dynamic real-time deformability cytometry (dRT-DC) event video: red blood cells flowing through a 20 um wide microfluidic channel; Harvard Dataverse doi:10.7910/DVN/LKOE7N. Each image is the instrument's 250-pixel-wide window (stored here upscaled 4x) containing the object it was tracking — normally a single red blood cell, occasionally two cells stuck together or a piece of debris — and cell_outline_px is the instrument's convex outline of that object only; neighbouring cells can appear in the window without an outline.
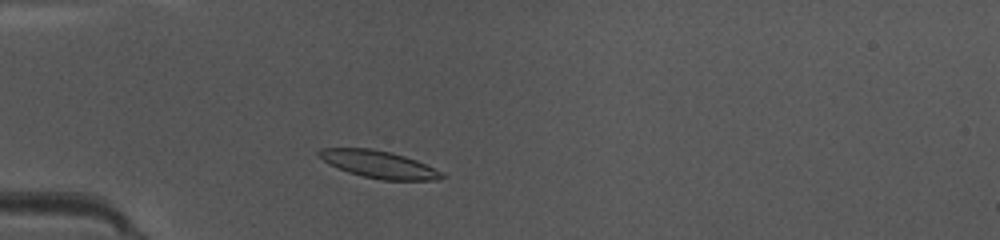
{"species": "common noctule bat (a hibernating species)", "species_latin": "Nyctalus noctula", "temperature_condition": "warm", "stored_images_in_passage": 43, "camera_frame_rate_fps": 3000, "um_per_image_px": 0.085, "animal": {"sex": "female", "body_mass_g": 10.0, "forearm_length_mm": 53.1}, "frame": {"image": 1, "passage_image": 9, "time_ms": 2.667, "image_size_px": [1000, 240], "cell_outline_px": [[444, 176], [436, 180], [384, 180], [364, 176], [348, 172], [328, 164], [316, 152], [320, 148], [368, 148], [392, 152], [416, 160], [440, 172]], "centroid_in_image_um": [32.14, 13.96], "position_along_channel_um": 52.9, "area_um2": 19.19}}
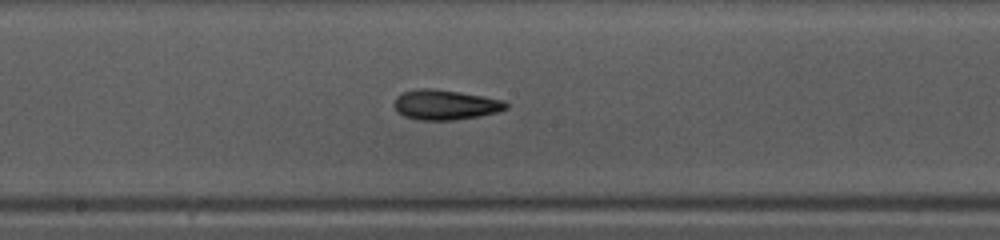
{"frame": {"image": 2, "passage_image": 21, "time_ms": 6.667, "image_size_px": [1000, 240], "cell_outline_px": [[508, 108], [496, 112], [480, 116], [452, 120], [420, 120], [404, 116], [396, 112], [392, 104], [396, 96], [404, 92], [420, 88], [432, 88], [484, 96], [504, 100], [508, 104]], "centroid_in_image_um": [37.82, 8.91], "position_along_channel_um": 210.4, "area_um2": 19.65}}
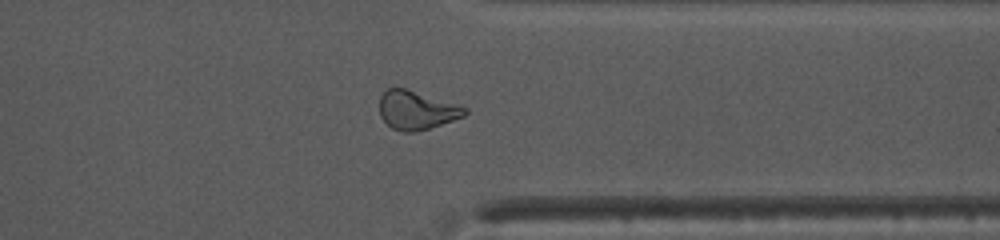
{"frame": {"image": 3, "passage_image": 33, "time_ms": 10.667, "image_size_px": [1000, 240], "cell_outline_px": [[468, 112], [464, 116], [416, 132], [404, 132], [392, 128], [380, 116], [380, 96], [388, 88], [404, 88], [460, 104], [468, 108]], "centroid_in_image_um": [35.43, 9.35], "position_along_channel_um": 376.0, "area_um2": 19.13}, "authors_computed_cell_mechanics": {"area_um2": 19.2474, "velocity_mm_per_s": 4.1882, "shape_relaxation_time_tau1_ms": 5.3084, "shape_relaxation_time_tau2_ms": 1.3846, "deformation_change_tau1": 0.1913, "deformation_change_tau2": 0.0875}}